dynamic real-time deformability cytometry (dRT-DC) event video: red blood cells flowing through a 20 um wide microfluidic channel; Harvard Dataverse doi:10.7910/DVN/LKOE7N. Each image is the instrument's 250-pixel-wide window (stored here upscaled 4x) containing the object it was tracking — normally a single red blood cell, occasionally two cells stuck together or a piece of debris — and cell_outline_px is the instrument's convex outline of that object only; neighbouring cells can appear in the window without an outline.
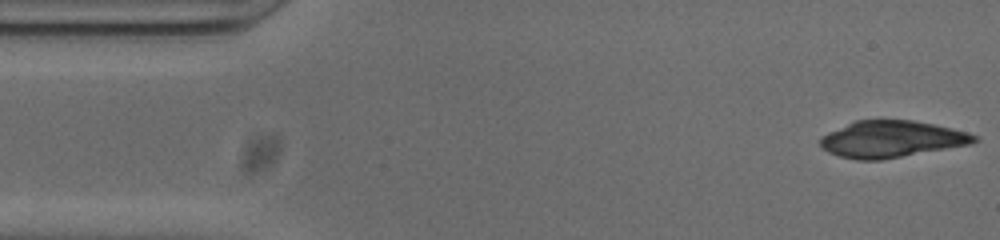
{"species": "common noctule bat (a hibernating species)", "species_latin": "Nyctalus noctula", "temperature_condition": "cold", "stored_images_in_passage": 8, "camera_frame_rate_fps": 3000, "um_per_image_px": 0.085, "animal": {"sex": "male", "body_mass_g": 20.0, "forearm_length_mm": 53.3}, "frame": {"image": 1, "passage_image": 1, "time_ms": 0.0, "image_size_px": [1000, 240], "cell_outline_px": [[980, 140], [972, 144], [880, 160], [856, 160], [840, 156], [828, 152], [820, 144], [820, 136], [828, 132], [856, 120], [912, 120], [952, 128], [976, 136]], "centroid_in_image_um": [75.77, 11.83], "position_along_channel_um": 9.2, "area_um2": 32.66}}